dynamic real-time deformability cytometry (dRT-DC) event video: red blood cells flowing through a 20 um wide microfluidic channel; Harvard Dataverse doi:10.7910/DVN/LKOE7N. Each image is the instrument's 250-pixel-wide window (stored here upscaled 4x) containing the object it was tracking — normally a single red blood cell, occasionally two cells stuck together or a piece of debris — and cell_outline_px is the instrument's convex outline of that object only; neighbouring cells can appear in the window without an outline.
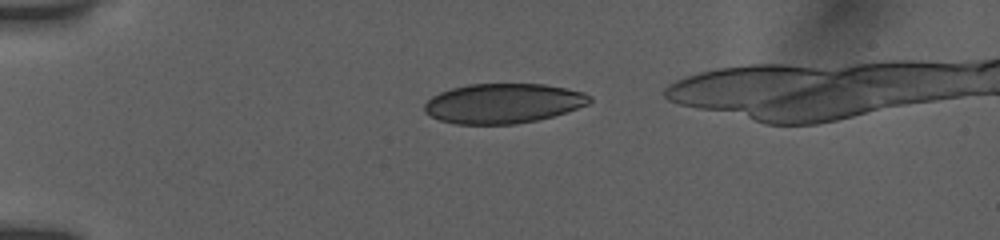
{"species": "human", "species_latin": "Homo sapiens", "temperature_condition": "room temperature", "stored_images_in_passage": 7, "camera_frame_rate_fps": 3000, "um_per_image_px": 0.085, "donor": {"sex": "female"}, "frame": {"image": 1, "passage_image": 4, "time_ms": 1.667, "image_size_px": [1000, 240], "cell_outline_px": [[592, 100], [588, 104], [552, 116], [536, 120], [516, 124], [456, 124], [440, 120], [424, 112], [424, 104], [432, 96], [440, 92], [452, 88], [468, 84], [544, 84], [584, 92], [592, 96]], "centroid_in_image_um": [42.75, 8.78], "position_along_channel_um": 42.2, "area_um2": 38.15}}
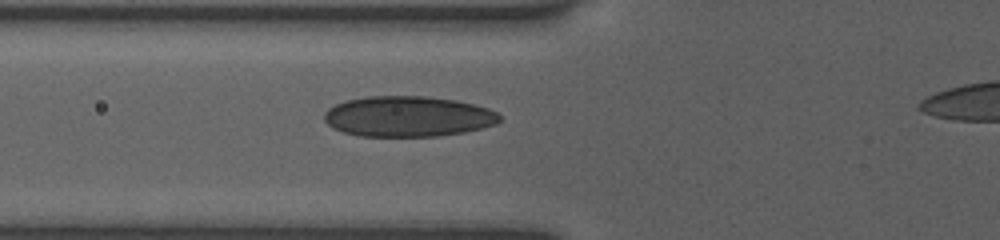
{"frame": {"image": 2, "passage_image": 7, "time_ms": 4.0, "image_size_px": [1000, 240], "cell_outline_px": [[500, 120], [496, 124], [484, 128], [464, 132], [436, 136], [360, 136], [344, 132], [328, 124], [324, 120], [324, 112], [328, 108], [336, 104], [348, 100], [368, 96], [428, 96], [456, 100], [488, 108], [496, 112], [500, 116]], "centroid_in_image_um": [34.69, 9.89], "position_along_channel_um": 91.1, "area_um2": 41.38}}